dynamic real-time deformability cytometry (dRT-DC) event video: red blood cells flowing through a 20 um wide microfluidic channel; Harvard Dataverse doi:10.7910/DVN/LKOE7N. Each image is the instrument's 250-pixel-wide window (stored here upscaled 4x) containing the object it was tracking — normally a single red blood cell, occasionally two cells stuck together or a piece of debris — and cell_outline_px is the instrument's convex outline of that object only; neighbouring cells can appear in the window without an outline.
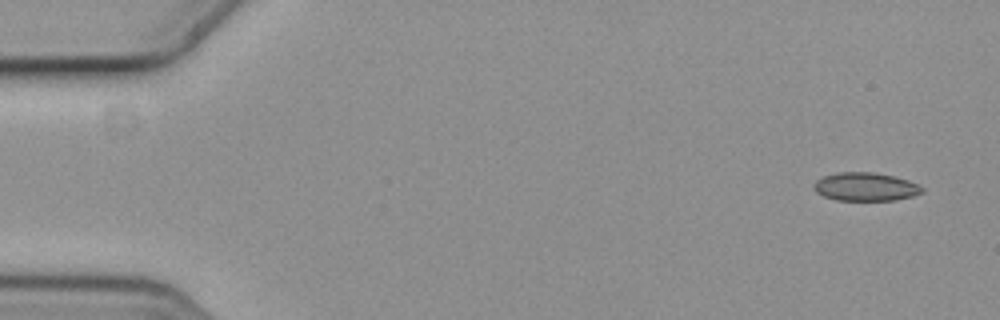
{"species": "common noctule bat (a hibernating species)", "species_latin": "Nyctalus noctula", "temperature_condition": "cold", "stored_images_in_passage": 4, "camera_frame_rate_fps": 3000, "um_per_image_px": 0.085, "animal": {"sex": "female", "body_mass_g": 19.3, "forearm_length_mm": 54.1}, "frame": {"image": 1, "passage_image": 1, "time_ms": 0.0, "image_size_px": [1000, 320], "cell_outline_px": [[924, 192], [912, 196], [896, 200], [836, 200], [824, 196], [816, 192], [816, 180], [824, 176], [836, 172], [872, 172], [892, 176], [908, 180], [924, 188]], "centroid_in_image_um": [73.59, 15.87], "position_along_channel_um": 11.4, "area_um2": 17.69}}